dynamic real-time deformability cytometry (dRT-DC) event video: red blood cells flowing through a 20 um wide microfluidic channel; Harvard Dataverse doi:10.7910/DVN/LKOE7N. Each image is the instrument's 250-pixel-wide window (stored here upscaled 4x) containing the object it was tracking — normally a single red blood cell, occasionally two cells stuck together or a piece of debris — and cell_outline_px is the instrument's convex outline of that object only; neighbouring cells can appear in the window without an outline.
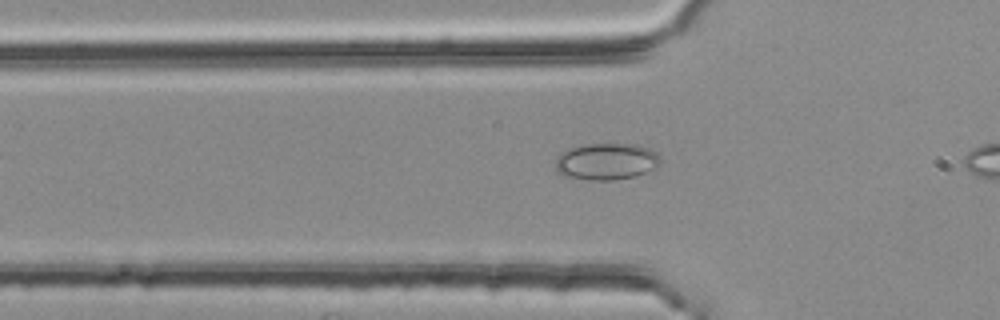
{"species": "common noctule bat (a hibernating species)", "species_latin": "Nyctalus noctula", "temperature_condition": "room temperature", "stored_images_in_passage": 36, "camera_frame_rate_fps": 3000, "um_per_image_px": 0.085, "animal": {"sex": "female", "body_mass_g": 25.1}, "frame": {"image": 1, "passage_image": 10, "time_ms": 3.0, "image_size_px": [1000, 320], "cell_outline_px": [[660, 164], [636, 176], [616, 180], [588, 180], [564, 176], [556, 168], [556, 156], [572, 148], [588, 144], [632, 144], [648, 148], [656, 152], [660, 156]], "centroid_in_image_um": [51.55, 13.73], "position_along_channel_um": 74.2, "area_um2": 22.2}}
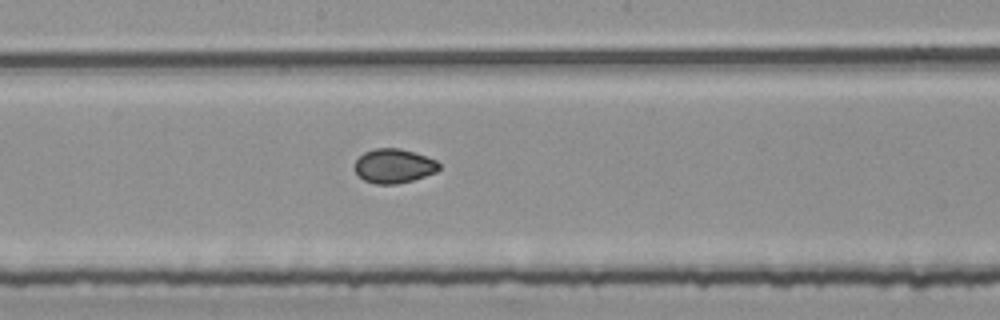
{"frame": {"image": 2, "passage_image": 21, "time_ms": 6.667, "image_size_px": [1000, 320], "cell_outline_px": [[440, 168], [436, 172], [412, 180], [396, 184], [376, 184], [364, 180], [356, 172], [356, 160], [364, 152], [372, 148], [400, 148], [436, 160], [440, 164]], "centroid_in_image_um": [33.48, 14.1], "position_along_channel_um": 214.7, "area_um2": 16.65}}
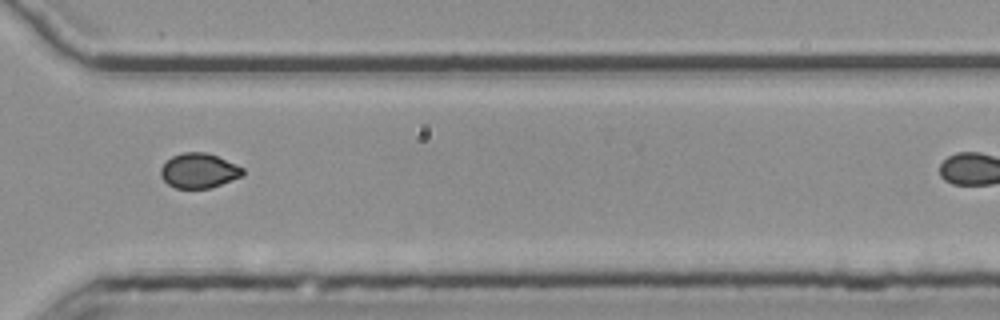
{"frame": {"image": 3, "passage_image": 32, "time_ms": 10.333, "image_size_px": [1000, 320], "cell_outline_px": [[244, 176], [208, 188], [176, 188], [168, 184], [160, 176], [160, 168], [172, 156], [184, 152], [204, 152], [216, 156], [244, 168]], "centroid_in_image_um": [16.9, 14.51], "position_along_channel_um": 353.7, "area_um2": 16.47}}